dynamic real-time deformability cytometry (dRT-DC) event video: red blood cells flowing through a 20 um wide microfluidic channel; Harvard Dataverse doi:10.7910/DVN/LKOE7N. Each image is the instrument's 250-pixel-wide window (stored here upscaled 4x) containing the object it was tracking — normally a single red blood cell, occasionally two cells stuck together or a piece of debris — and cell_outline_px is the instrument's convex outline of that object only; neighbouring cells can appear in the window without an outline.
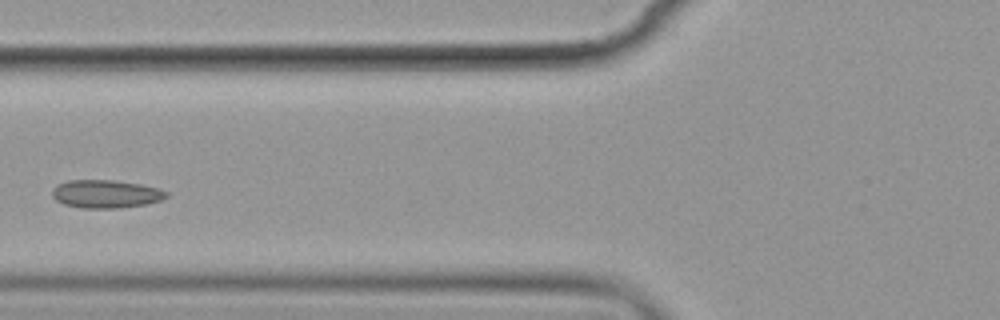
{"species": "common noctule bat (a hibernating species)", "species_latin": "Nyctalus noctula", "temperature_condition": "cold", "stored_images_in_passage": 8, "camera_frame_rate_fps": 3000, "um_per_image_px": 0.085, "animal": {"sex": "female", "body_mass_g": 19.9}, "frame": {"image": 1, "passage_image": 4, "time_ms": 3.667, "image_size_px": [1000, 320], "cell_outline_px": [[168, 196], [160, 200], [148, 204], [120, 208], [84, 208], [64, 204], [56, 200], [52, 196], [52, 188], [56, 184], [68, 180], [116, 180], [140, 184], [160, 188], [168, 192]], "centroid_in_image_um": [9.0, 16.48], "position_along_channel_um": 116.8, "area_um2": 18.9}}
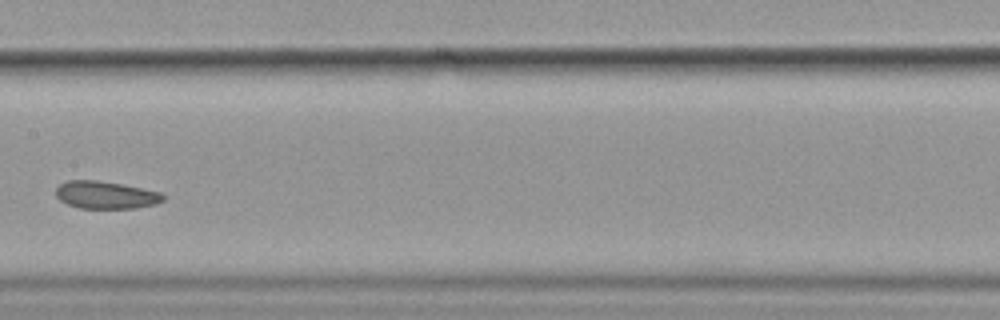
{"frame": {"image": 2, "passage_image": 6, "time_ms": 6.0, "image_size_px": [1000, 320], "cell_outline_px": [[164, 200], [156, 204], [136, 208], [80, 208], [68, 204], [60, 200], [56, 196], [56, 188], [60, 184], [68, 180], [96, 180], [120, 184], [160, 192], [164, 196]], "centroid_in_image_um": [8.97, 16.57], "position_along_channel_um": 198.4, "area_um2": 17.05}}
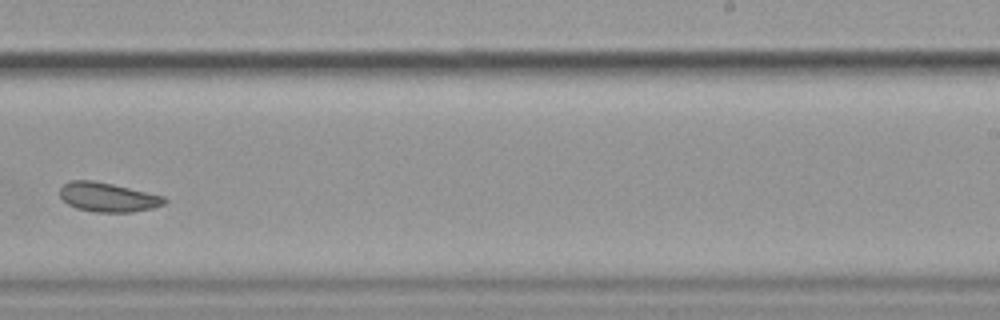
{"frame": {"image": 3, "passage_image": 8, "time_ms": 8.333, "image_size_px": [1000, 320], "cell_outline_px": [[168, 200], [164, 204], [152, 208], [132, 212], [96, 212], [76, 208], [68, 204], [60, 196], [60, 188], [68, 180], [92, 180], [112, 184], [164, 196]], "centroid_in_image_um": [9.16, 16.76], "position_along_channel_um": 279.8, "area_um2": 17.74}}